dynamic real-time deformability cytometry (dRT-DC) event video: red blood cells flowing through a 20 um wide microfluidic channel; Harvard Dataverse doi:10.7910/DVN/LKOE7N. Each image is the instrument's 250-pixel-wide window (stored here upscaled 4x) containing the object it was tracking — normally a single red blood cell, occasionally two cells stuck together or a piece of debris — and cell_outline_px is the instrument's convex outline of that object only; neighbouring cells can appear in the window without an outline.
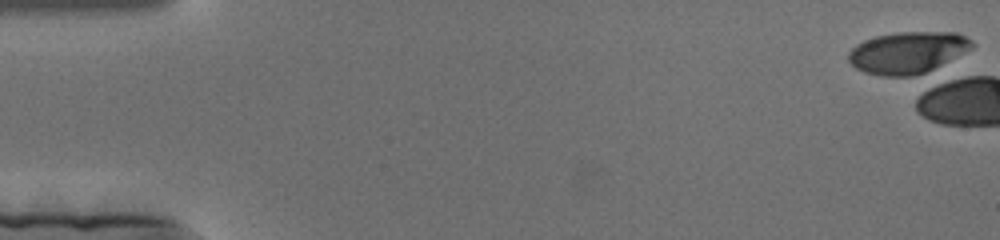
{"species": "human", "species_latin": "Homo sapiens", "temperature_condition": "cold", "stored_images_in_passage": 1, "camera_frame_rate_fps": 3000, "um_per_image_px": 0.085, "donor": {"sex": "female"}, "frame": {"image": 1, "passage_image": 1, "time_ms": 0.0, "image_size_px": [1000, 240], "cell_outline_px": [[976, 44], [972, 48], [924, 76], [880, 76], [864, 72], [856, 68], [848, 60], [848, 52], [856, 44], [864, 40], [876, 36], [900, 32], [956, 32], [972, 40]], "centroid_in_image_um": [77.18, 4.49], "position_along_channel_um": 7.8, "area_um2": 30.58}}